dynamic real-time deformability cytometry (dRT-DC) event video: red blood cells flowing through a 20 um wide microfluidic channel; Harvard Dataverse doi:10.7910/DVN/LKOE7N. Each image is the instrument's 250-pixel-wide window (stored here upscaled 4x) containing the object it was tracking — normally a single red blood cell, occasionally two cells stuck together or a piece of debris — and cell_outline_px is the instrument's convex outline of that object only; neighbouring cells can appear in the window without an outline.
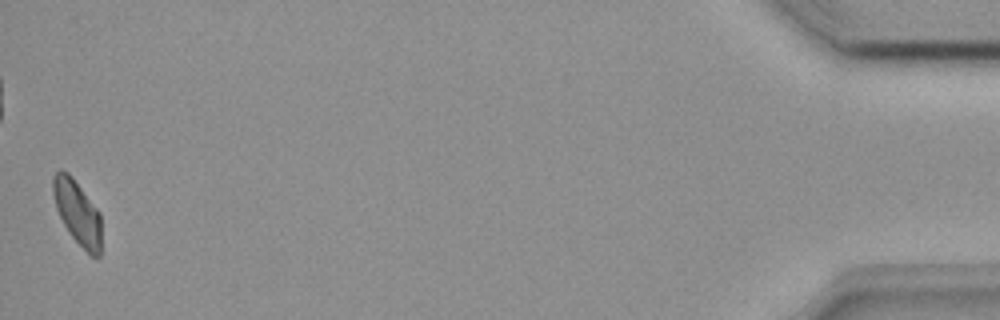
{"species": "common noctule bat (a hibernating species)", "species_latin": "Nyctalus noctula", "temperature_condition": "room temperature", "stored_images_in_passage": 48, "camera_frame_rate_fps": 3000, "um_per_image_px": 0.085, "animal": {"sex": "female", "body_mass_g": 18.4}, "frame": {"image": 1, "passage_image": 48, "time_ms": 15.667, "image_size_px": [1000, 320], "cell_outline_px": [[100, 256], [92, 256], [72, 236], [64, 224], [56, 208], [52, 192], [52, 176], [60, 168], [68, 172], [72, 176], [100, 212]], "centroid_in_image_um": [6.55, 17.99], "position_along_channel_um": 428.6, "area_um2": 17.86}}